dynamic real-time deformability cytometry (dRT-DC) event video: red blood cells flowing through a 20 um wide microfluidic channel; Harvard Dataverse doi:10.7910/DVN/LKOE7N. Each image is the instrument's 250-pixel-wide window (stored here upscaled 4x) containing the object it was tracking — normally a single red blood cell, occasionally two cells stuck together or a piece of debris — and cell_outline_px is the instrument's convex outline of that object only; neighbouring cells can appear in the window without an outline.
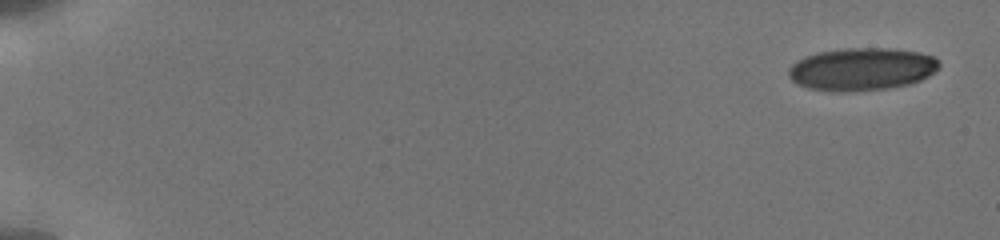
{"species": "human", "species_latin": "Homo sapiens", "temperature_condition": "cold", "stored_images_in_passage": 47, "camera_frame_rate_fps": 3000, "um_per_image_px": 0.085, "donor": {"sex": "male"}, "frame": {"image": 1, "passage_image": 1, "time_ms": 0.0, "image_size_px": [1000, 240], "cell_outline_px": [[940, 68], [928, 76], [920, 80], [908, 84], [888, 88], [808, 88], [796, 84], [788, 76], [788, 68], [792, 64], [808, 56], [820, 52], [848, 48], [888, 48], [916, 52], [932, 56], [940, 64]], "centroid_in_image_um": [73.28, 5.83], "position_along_channel_um": 11.7, "area_um2": 35.89}}
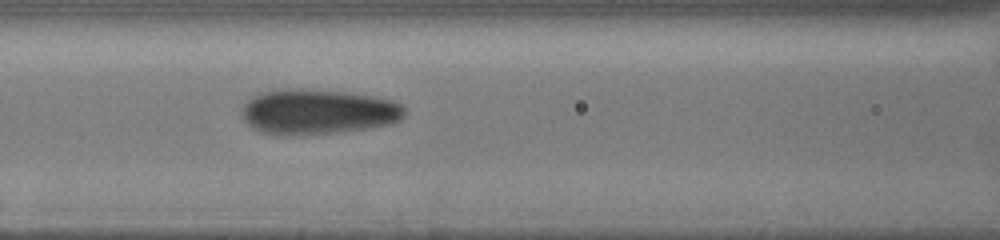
{"frame": {"image": 2, "passage_image": 28, "time_ms": 8.0, "image_size_px": [1000, 240], "cell_outline_px": [[404, 116], [400, 120], [392, 124], [336, 132], [292, 136], [276, 136], [260, 132], [252, 128], [244, 120], [240, 108], [252, 96], [260, 92], [280, 88], [300, 88], [344, 92], [372, 96], [392, 100], [400, 104], [404, 108]], "centroid_in_image_um": [26.94, 9.5], "position_along_channel_um": 139.7, "area_um2": 43.29}}
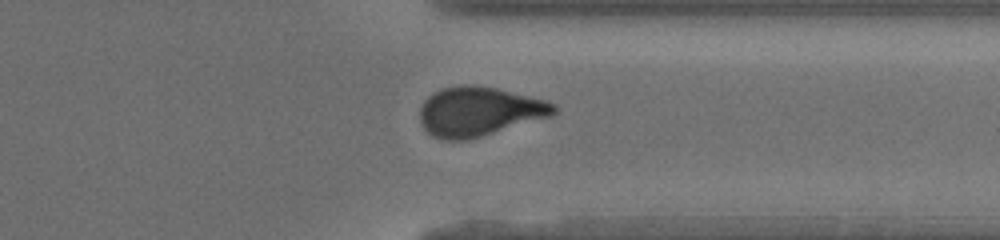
{"frame": {"image": 3, "passage_image": 47, "time_ms": 14.0, "image_size_px": [1000, 240], "cell_outline_px": [[556, 112], [552, 116], [468, 140], [444, 140], [432, 136], [420, 124], [420, 108], [424, 100], [428, 96], [440, 88], [460, 84], [476, 84], [496, 88], [548, 100], [556, 104]], "centroid_in_image_um": [40.72, 9.46], "position_along_channel_um": 370.7, "area_um2": 38.9}}